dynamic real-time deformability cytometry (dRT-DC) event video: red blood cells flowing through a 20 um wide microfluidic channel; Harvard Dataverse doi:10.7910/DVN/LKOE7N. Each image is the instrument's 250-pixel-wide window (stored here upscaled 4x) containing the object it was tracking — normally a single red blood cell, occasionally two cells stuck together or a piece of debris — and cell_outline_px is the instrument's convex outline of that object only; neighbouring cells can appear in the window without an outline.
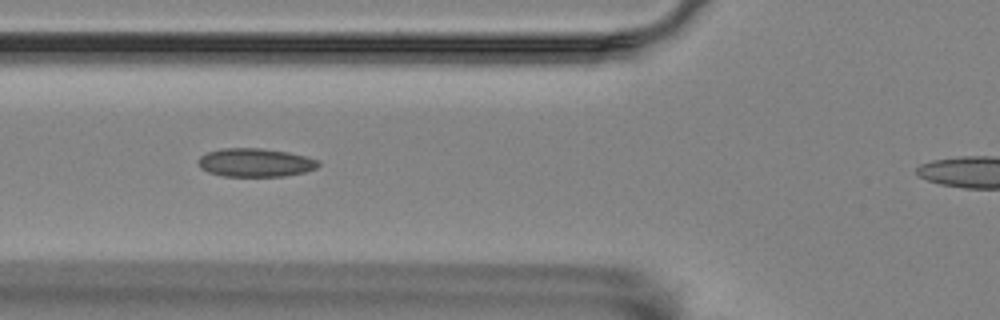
{"species": "Egyptian fruit bat (a non-hibernating species)", "species_latin": "Rousettus aegyptiacus", "temperature_condition": "room temperature", "stored_images_in_passage": 38, "camera_frame_rate_fps": 3000, "um_per_image_px": 0.085, "animal": {"sex": "female"}, "frame": {"image": 1, "passage_image": 9, "time_ms": 2.667, "image_size_px": [1000, 320], "cell_outline_px": [[320, 164], [316, 168], [304, 172], [284, 176], [224, 176], [208, 172], [200, 168], [196, 160], [200, 156], [208, 152], [220, 148], [260, 148], [288, 152], [320, 160]], "centroid_in_image_um": [21.67, 13.81], "position_along_channel_um": 104.1, "area_um2": 20.0}}
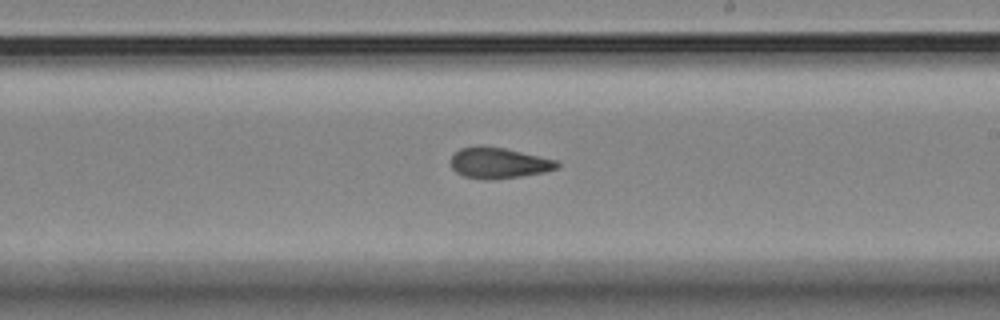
{"frame": {"image": 2, "passage_image": 21, "time_ms": 6.667, "image_size_px": [1000, 320], "cell_outline_px": [[560, 164], [556, 168], [544, 172], [520, 176], [492, 180], [488, 180], [464, 176], [456, 172], [452, 168], [448, 160], [460, 148], [476, 144], [484, 144], [504, 148], [556, 160]], "centroid_in_image_um": [42.31, 13.83], "position_along_channel_um": 246.7, "area_um2": 19.31}}
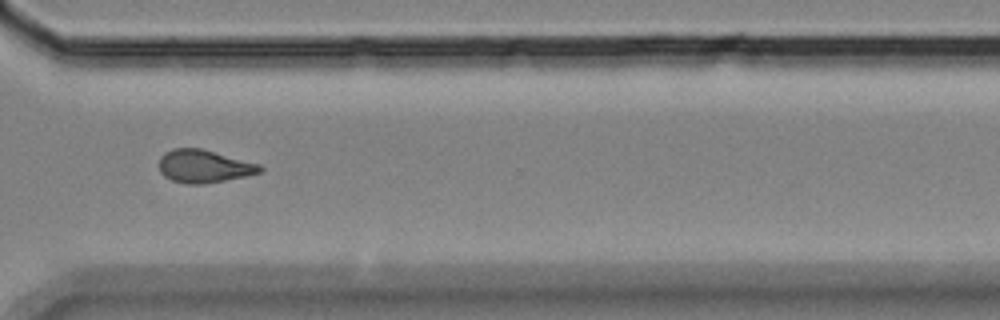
{"frame": {"image": 3, "passage_image": 30, "time_ms": 9.667, "image_size_px": [1000, 320], "cell_outline_px": [[264, 168], [260, 172], [244, 176], [204, 184], [188, 184], [172, 180], [164, 176], [160, 172], [160, 156], [164, 152], [172, 148], [200, 148], [260, 164]], "centroid_in_image_um": [17.31, 14.12], "position_along_channel_um": 353.3, "area_um2": 19.19}}